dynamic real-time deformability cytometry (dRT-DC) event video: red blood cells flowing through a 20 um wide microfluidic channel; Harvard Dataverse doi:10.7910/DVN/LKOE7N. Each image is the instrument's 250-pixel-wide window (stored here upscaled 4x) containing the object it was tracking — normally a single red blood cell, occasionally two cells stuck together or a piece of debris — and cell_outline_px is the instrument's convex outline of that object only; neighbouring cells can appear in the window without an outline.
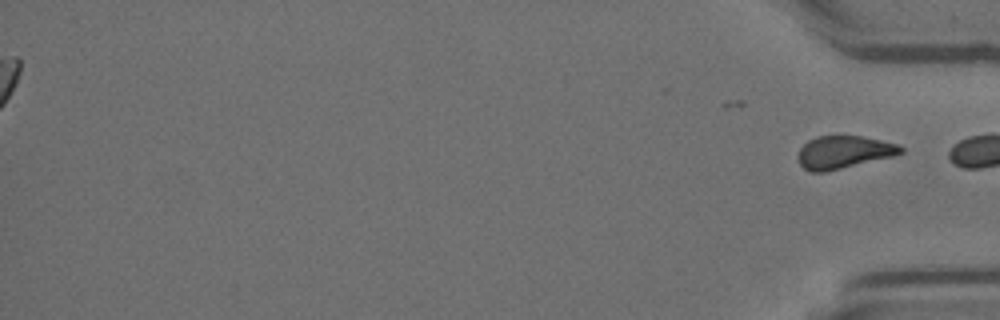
{"species": "Egyptian fruit bat (a non-hibernating species)", "species_latin": "Rousettus aegyptiacus", "temperature_condition": "room temperature", "stored_images_in_passage": 40, "segment_of_instrument_passage": [2, 2], "camera_frame_rate_fps": 3000, "um_per_image_px": 0.085, "animal": {"sex": "female"}, "frame": {"image": 1, "passage_image": 40, "time_ms": 13.0, "image_size_px": [1000, 320], "cell_outline_px": [[904, 152], [892, 156], [824, 172], [812, 172], [804, 168], [800, 164], [796, 156], [800, 148], [808, 140], [816, 136], [860, 136], [880, 140], [896, 144], [904, 148]], "centroid_in_image_um": [71.67, 12.93], "position_along_channel_um": 363.5, "area_um2": 19.36}}